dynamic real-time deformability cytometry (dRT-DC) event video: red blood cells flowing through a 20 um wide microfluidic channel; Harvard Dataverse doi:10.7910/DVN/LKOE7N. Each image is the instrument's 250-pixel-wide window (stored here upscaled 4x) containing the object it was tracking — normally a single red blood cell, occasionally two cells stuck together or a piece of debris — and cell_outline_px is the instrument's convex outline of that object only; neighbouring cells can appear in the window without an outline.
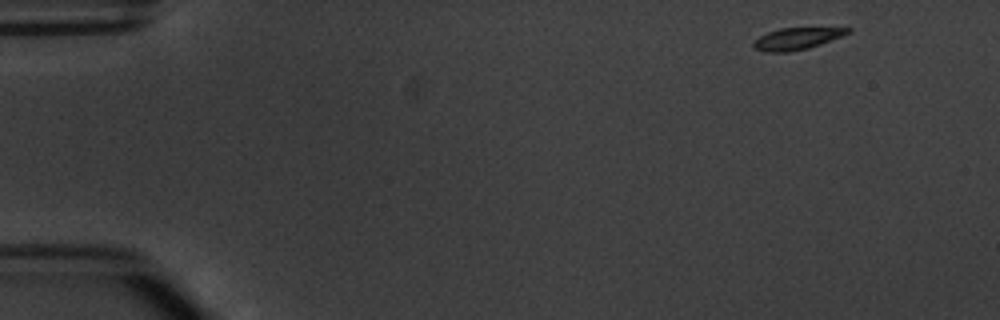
{"species": "common noctule bat (a hibernating species)", "species_latin": "Nyctalus noctula", "temperature_condition": "warm", "stored_images_in_passage": 4, "camera_frame_rate_fps": 3000, "um_per_image_px": 0.085, "animal": {"sex": "male", "body_mass_g": 20.1, "forearm_length_mm": 53.5}, "frame": {"image": 1, "passage_image": 1, "time_ms": 0.0, "image_size_px": [1000, 320], "cell_outline_px": [[852, 32], [820, 44], [808, 48], [788, 52], [764, 52], [752, 48], [752, 44], [760, 36], [768, 32], [780, 28], [852, 28]], "centroid_in_image_um": [67.71, 3.29], "position_along_channel_um": 17.3, "area_um2": 11.91}}
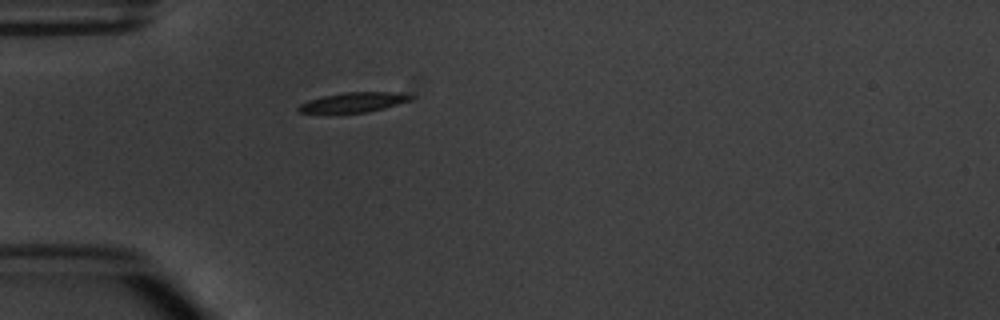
{"frame": {"image": 2, "passage_image": 4, "time_ms": 3.667, "image_size_px": [1000, 320], "cell_outline_px": [[412, 96], [408, 100], [384, 108], [368, 112], [300, 112], [296, 108], [300, 104], [308, 100], [324, 96], [344, 92], [400, 92]], "centroid_in_image_um": [30.02, 8.68], "position_along_channel_um": 55.0, "area_um2": 12.54}}